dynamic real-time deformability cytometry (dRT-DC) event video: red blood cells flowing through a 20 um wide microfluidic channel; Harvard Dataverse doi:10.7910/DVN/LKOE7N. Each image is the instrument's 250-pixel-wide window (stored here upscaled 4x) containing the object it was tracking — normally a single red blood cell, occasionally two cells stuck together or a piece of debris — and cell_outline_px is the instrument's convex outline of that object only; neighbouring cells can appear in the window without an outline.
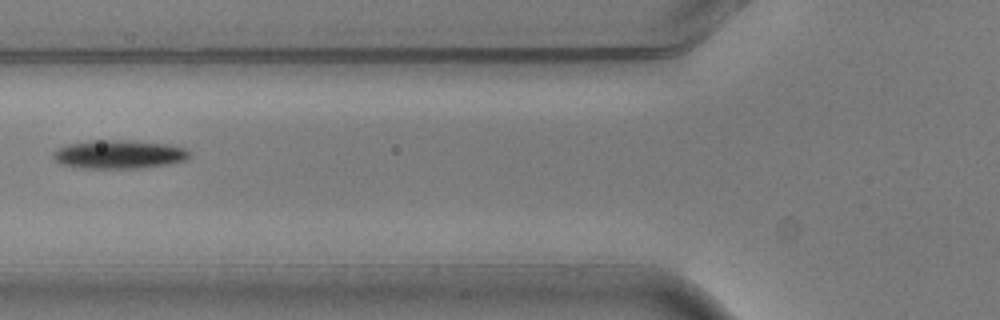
{"species": "common noctule bat (a hibernating species)", "species_latin": "Nyctalus noctula", "temperature_condition": "warm", "stored_images_in_passage": 5, "camera_frame_rate_fps": 3000, "um_per_image_px": 0.085, "animal": {"sex": "male", "body_mass_g": 20.5, "forearm_length_mm": 52.5}, "frame": {"image": 1, "passage_image": 4, "time_ms": 1.0, "image_size_px": [1000, 320], "cell_outline_px": [[192, 152], [184, 160], [168, 164], [136, 168], [72, 168], [60, 164], [52, 156], [52, 152], [68, 144], [92, 140], [128, 140], [168, 144], [184, 148]], "centroid_in_image_um": [10.07, 13.12], "position_along_channel_um": 115.7, "area_um2": 22.72}}
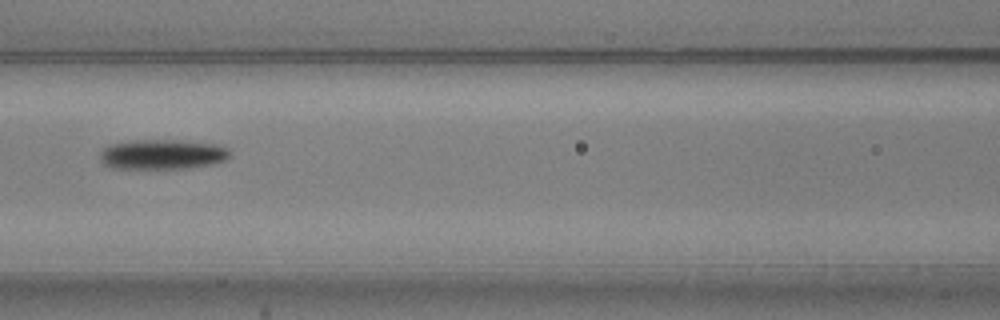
{"frame": {"image": 2, "passage_image": 5, "time_ms": 1.333, "image_size_px": [1000, 320], "cell_outline_px": [[232, 156], [216, 164], [188, 168], [112, 168], [104, 164], [100, 160], [100, 152], [104, 148], [112, 144], [136, 140], [176, 140], [216, 144], [228, 148], [232, 152]], "centroid_in_image_um": [13.86, 13.12], "position_along_channel_um": 152.7, "area_um2": 22.72}}